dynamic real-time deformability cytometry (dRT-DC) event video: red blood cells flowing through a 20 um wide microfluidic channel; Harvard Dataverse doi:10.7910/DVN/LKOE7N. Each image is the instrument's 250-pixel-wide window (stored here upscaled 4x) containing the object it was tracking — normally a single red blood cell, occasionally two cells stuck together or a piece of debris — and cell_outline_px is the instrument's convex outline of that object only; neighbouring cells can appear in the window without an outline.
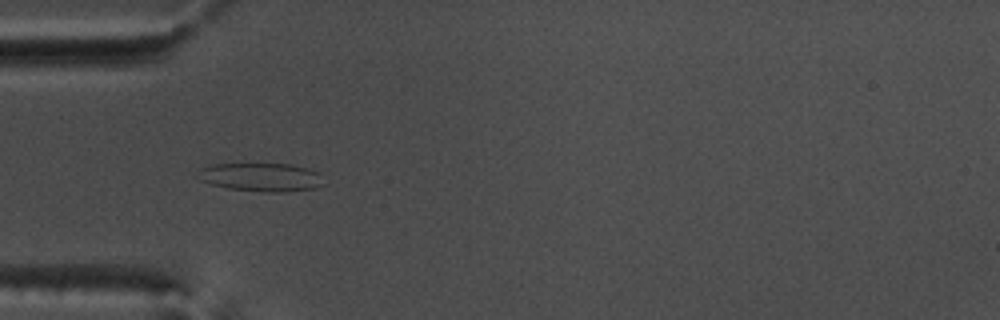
{"species": "common noctule bat (a hibernating species)", "species_latin": "Nyctalus noctula", "temperature_condition": "warm", "stored_images_in_passage": 23, "camera_frame_rate_fps": 3000, "um_per_image_px": 0.085, "animal": {"sex": "male", "body_mass_g": 17.5, "forearm_length_mm": 52.3}, "frame": {"image": 1, "passage_image": 4, "time_ms": 1.0, "image_size_px": [1000, 320], "cell_outline_px": [[324, 184], [316, 188], [288, 192], [264, 192], [228, 188], [212, 184], [200, 180], [196, 176], [200, 168], [212, 164], [292, 164], [308, 168], [320, 172]], "centroid_in_image_um": [22.23, 15.06], "position_along_channel_um": 62.8, "area_um2": 21.1}}
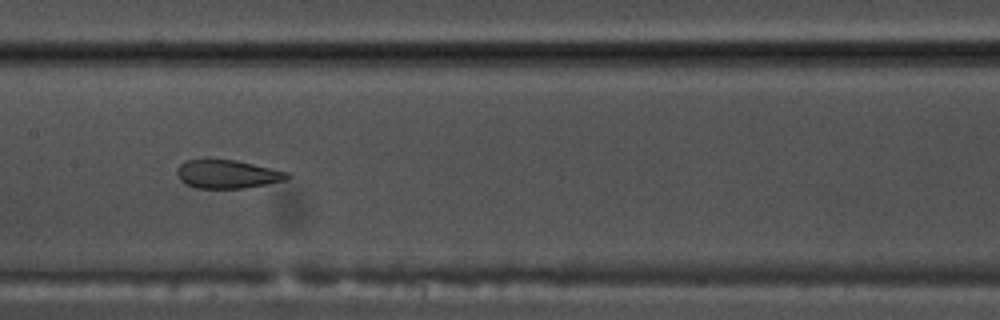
{"frame": {"image": 2, "passage_image": 14, "time_ms": 4.333, "image_size_px": [1000, 320], "cell_outline_px": [[292, 176], [284, 180], [244, 188], [196, 188], [184, 184], [180, 180], [176, 172], [180, 164], [188, 160], [236, 160], [272, 168], [288, 172]], "centroid_in_image_um": [19.32, 14.81], "position_along_channel_um": 188.1, "area_um2": 18.09}}
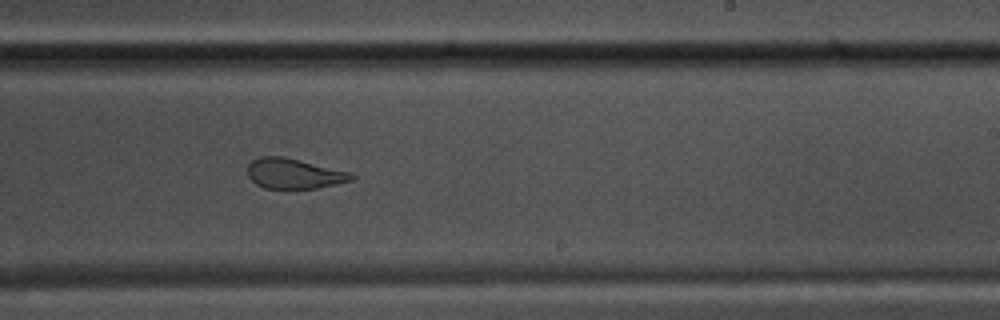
{"frame": {"image": 3, "passage_image": 20, "time_ms": 6.333, "image_size_px": [1000, 320], "cell_outline_px": [[356, 176], [352, 180], [336, 184], [316, 188], [264, 188], [256, 184], [248, 176], [248, 164], [252, 160], [260, 156], [284, 156], [352, 172]], "centroid_in_image_um": [25.0, 14.74], "position_along_channel_um": 264.0, "area_um2": 18.38}}